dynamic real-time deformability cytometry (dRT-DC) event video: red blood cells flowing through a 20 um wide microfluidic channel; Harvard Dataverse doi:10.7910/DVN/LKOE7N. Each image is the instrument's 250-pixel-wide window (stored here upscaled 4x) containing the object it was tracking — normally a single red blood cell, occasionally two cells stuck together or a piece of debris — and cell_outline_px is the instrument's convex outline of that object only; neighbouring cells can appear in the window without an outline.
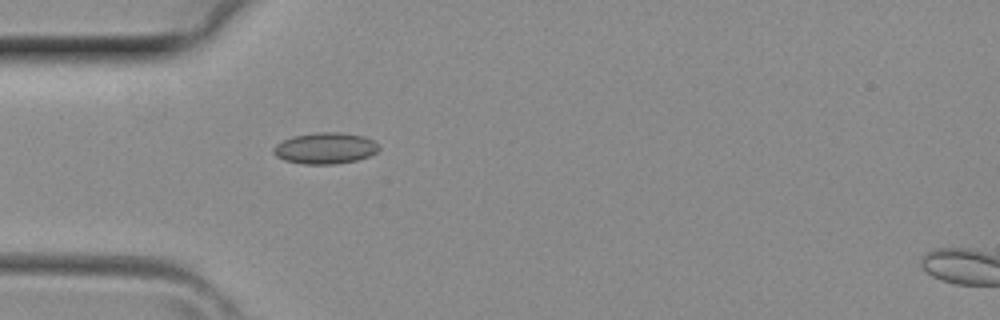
{"species": "common noctule bat (a hibernating species)", "species_latin": "Nyctalus noctula", "temperature_condition": "room temperature", "stored_images_in_passage": 3, "camera_frame_rate_fps": 3000, "um_per_image_px": 0.085, "animal": {"sex": "female", "body_mass_g": 29.2, "forearm_length_mm": 56.3}, "frame": {"image": 1, "passage_image": 2, "time_ms": 0.333, "image_size_px": [1000, 320], "cell_outline_px": [[380, 148], [376, 152], [368, 156], [356, 160], [336, 164], [304, 164], [284, 160], [276, 156], [272, 152], [272, 148], [276, 144], [292, 136], [316, 132], [340, 132], [364, 136], [372, 140]], "centroid_in_image_um": [27.61, 12.59], "position_along_channel_um": 57.4, "area_um2": 19.19}}